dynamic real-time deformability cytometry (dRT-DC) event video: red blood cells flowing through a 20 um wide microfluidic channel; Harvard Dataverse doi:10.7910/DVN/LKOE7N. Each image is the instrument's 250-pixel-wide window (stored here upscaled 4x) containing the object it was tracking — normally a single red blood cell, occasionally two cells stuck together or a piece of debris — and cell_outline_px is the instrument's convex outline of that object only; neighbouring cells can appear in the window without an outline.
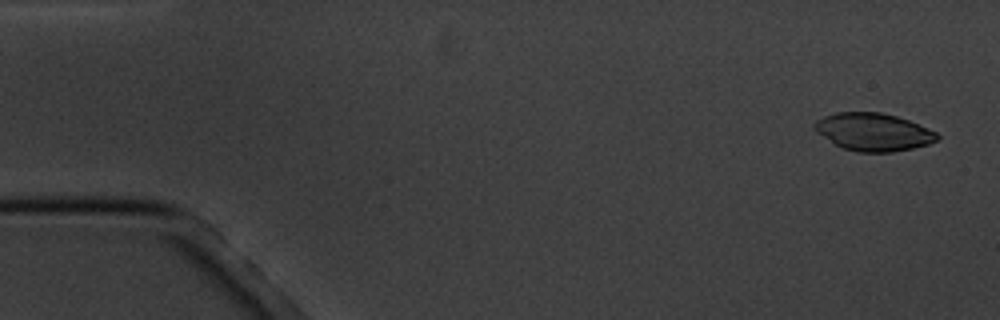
{"species": "common noctule bat (a hibernating species)", "species_latin": "Nyctalus noctula", "temperature_condition": "cold", "stored_images_in_passage": 4, "camera_frame_rate_fps": 3000, "um_per_image_px": 0.085, "animal": {"sex": "male", "body_mass_g": 20.1, "forearm_length_mm": 53.5}, "frame": {"image": 1, "passage_image": 1, "time_ms": 0.0, "image_size_px": [1000, 320], "cell_outline_px": [[940, 136], [936, 140], [928, 144], [912, 148], [892, 152], [856, 152], [844, 148], [836, 144], [816, 132], [812, 128], [812, 124], [816, 120], [824, 116], [836, 112], [880, 112], [896, 116], [908, 120], [928, 128], [936, 132]], "centroid_in_image_um": [74.21, 11.21], "position_along_channel_um": 10.8, "area_um2": 26.88}}